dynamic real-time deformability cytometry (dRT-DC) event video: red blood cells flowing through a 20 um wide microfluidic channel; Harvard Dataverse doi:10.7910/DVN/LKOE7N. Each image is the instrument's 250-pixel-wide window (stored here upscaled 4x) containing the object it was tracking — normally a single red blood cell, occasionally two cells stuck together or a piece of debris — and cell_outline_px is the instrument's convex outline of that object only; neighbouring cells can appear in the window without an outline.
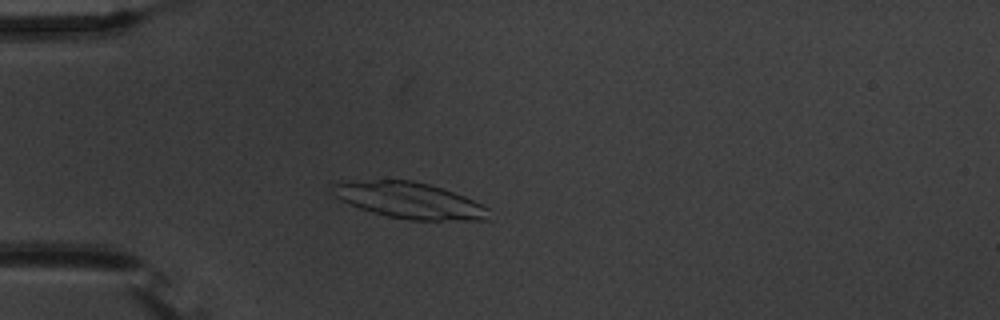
{"species": "common noctule bat (a hibernating species)", "species_latin": "Nyctalus noctula", "temperature_condition": "warm", "stored_images_in_passage": 45, "camera_frame_rate_fps": 3000, "um_per_image_px": 0.085, "animal": {"sex": "male", "body_mass_g": 20.1, "forearm_length_mm": 53.5}, "frame": {"image": 1, "passage_image": 5, "time_ms": 1.333, "image_size_px": [1000, 320], "cell_outline_px": [[488, 220], [408, 220], [384, 216], [360, 208], [340, 200], [336, 196], [332, 184], [348, 180], [412, 180], [428, 184], [464, 196], [488, 208]], "centroid_in_image_um": [34.77, 17.04], "position_along_channel_um": 50.2, "area_um2": 32.66}}
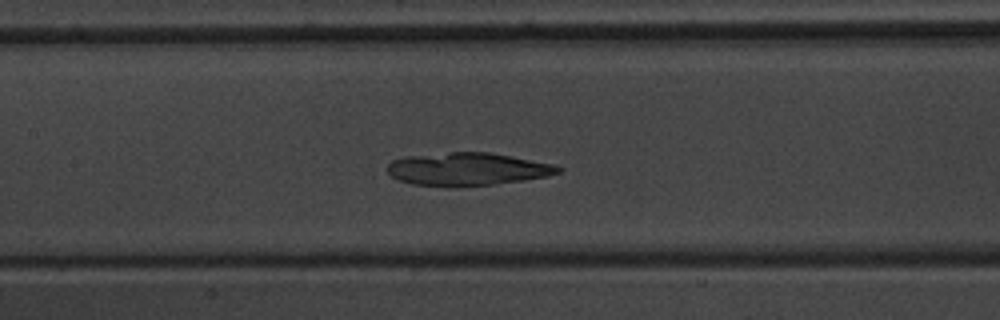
{"frame": {"image": 2, "passage_image": 16, "time_ms": 5.0, "image_size_px": [1000, 320], "cell_outline_px": [[564, 168], [560, 172], [548, 176], [524, 180], [496, 184], [456, 188], [448, 188], [412, 184], [396, 180], [384, 168], [392, 160], [408, 156], [452, 152], [488, 152], [556, 164]], "centroid_in_image_um": [39.72, 14.4], "position_along_channel_um": 167.7, "area_um2": 33.35}}
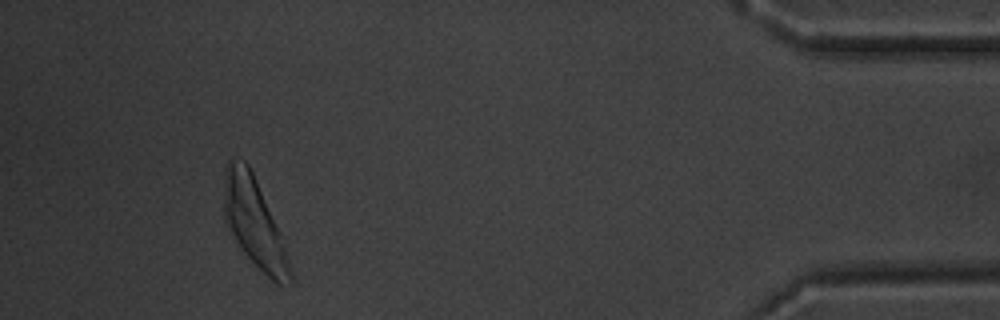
{"frame": {"image": 3, "passage_image": 41, "time_ms": 13.333, "image_size_px": [1000, 320], "cell_outline_px": [[292, 284], [276, 284], [236, 244], [228, 232], [224, 220], [224, 176], [228, 160], [244, 160], [248, 164], [252, 172], [284, 244], [292, 264]], "centroid_in_image_um": [21.59, 18.98], "position_along_channel_um": 413.6, "area_um2": 33.76}}